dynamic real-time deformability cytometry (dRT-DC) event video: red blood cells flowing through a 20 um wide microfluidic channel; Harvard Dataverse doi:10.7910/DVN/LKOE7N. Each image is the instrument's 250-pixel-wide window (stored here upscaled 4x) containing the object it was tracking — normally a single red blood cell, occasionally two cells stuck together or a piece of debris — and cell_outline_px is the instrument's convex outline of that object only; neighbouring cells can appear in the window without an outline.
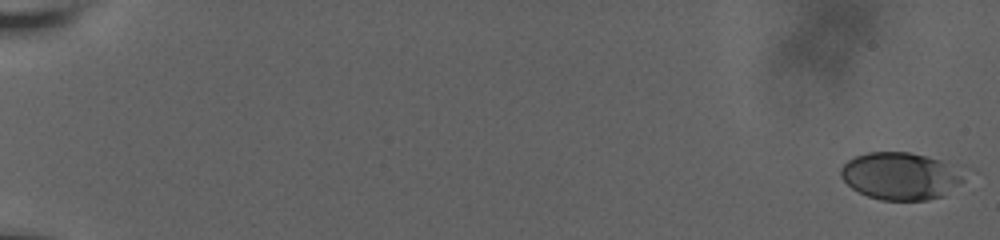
{"species": "human", "species_latin": "Homo sapiens", "temperature_condition": "room temperature", "stored_images_in_passage": 52, "camera_frame_rate_fps": 3000, "um_per_image_px": 0.085, "donor": {"sex": "male"}, "frame": {"image": 1, "passage_image": 1, "time_ms": 0.0, "image_size_px": [1000, 240], "cell_outline_px": [[976, 172], [944, 196], [928, 200], [880, 200], [868, 196], [852, 188], [840, 176], [840, 168], [848, 160], [856, 156], [868, 152], [908, 152], [964, 164], [976, 168]], "centroid_in_image_um": [76.8, 14.93], "position_along_channel_um": 8.2, "area_um2": 35.72}}
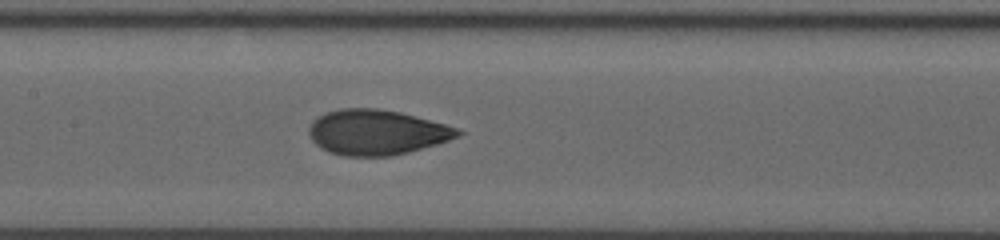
{"frame": {"image": 2, "passage_image": 30, "time_ms": 10.667, "image_size_px": [1000, 240], "cell_outline_px": [[464, 132], [460, 136], [436, 144], [408, 152], [392, 156], [344, 156], [328, 152], [320, 148], [312, 140], [308, 132], [308, 128], [312, 120], [324, 112], [340, 108], [376, 108], [400, 112], [460, 128]], "centroid_in_image_um": [31.99, 11.24], "position_along_channel_um": 175.4, "area_um2": 39.42}}
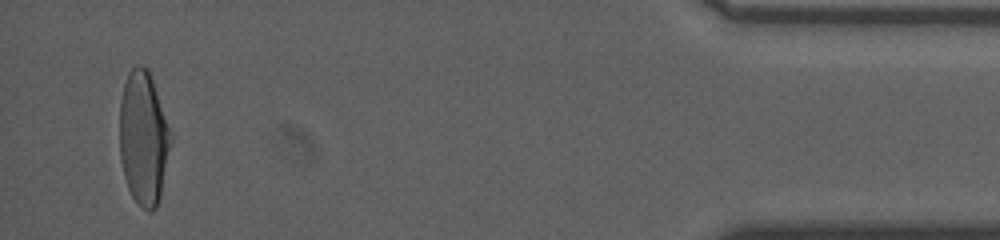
{"frame": {"image": 3, "passage_image": 52, "time_ms": 19.333, "image_size_px": [1000, 240], "cell_outline_px": [[172, 140], [160, 196], [156, 208], [152, 212], [148, 212], [132, 196], [128, 188], [124, 176], [120, 160], [120, 100], [124, 84], [128, 72], [136, 64], [140, 64], [148, 68], [172, 132]], "centroid_in_image_um": [12.2, 11.71], "position_along_channel_um": 423.0, "area_um2": 40.0}, "authors_computed_cell_mechanics": {"area_um2": 38.1769, "velocity_mm_per_s": 3.6498, "shape_relaxation_time_tau1_ms": 4.5307, "shape_relaxation_time_tau2_ms": 0.9476, "deformation_change_tau1": 0.1754, "deformation_change_tau2": 0.0609}}